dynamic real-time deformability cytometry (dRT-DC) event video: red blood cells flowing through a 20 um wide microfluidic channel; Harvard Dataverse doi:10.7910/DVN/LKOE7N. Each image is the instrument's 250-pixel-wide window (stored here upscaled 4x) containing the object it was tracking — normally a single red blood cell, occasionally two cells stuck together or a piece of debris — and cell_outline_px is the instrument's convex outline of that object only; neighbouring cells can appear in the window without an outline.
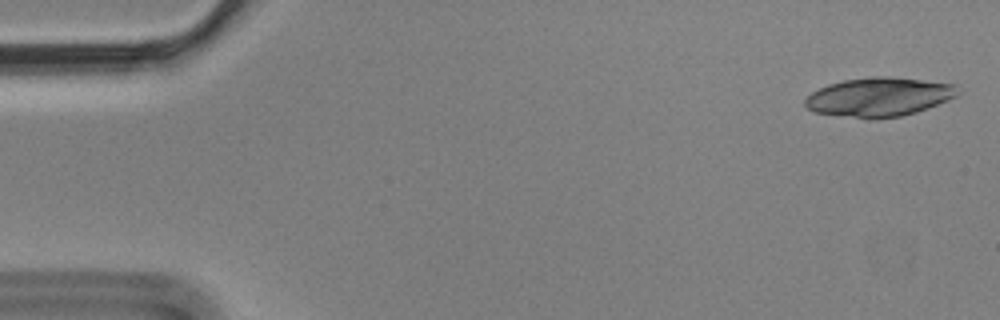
{"species": "Egyptian fruit bat (a non-hibernating species)", "species_latin": "Rousettus aegyptiacus", "temperature_condition": "cold", "stored_images_in_passage": 6, "segment_of_instrument_passage": [2, 2], "camera_frame_rate_fps": 3000, "um_per_image_px": 0.085, "animal": {"sex": "male"}, "frame": {"image": 1, "passage_image": 6, "time_ms": 1.667, "image_size_px": [1000, 320], "cell_outline_px": [[960, 92], [956, 96], [948, 100], [916, 112], [900, 116], [856, 116], [812, 112], [804, 104], [804, 100], [812, 92], [828, 84], [844, 80], [872, 76], [888, 76], [956, 84]], "centroid_in_image_um": [74.74, 8.2], "position_along_channel_um": 10.3, "area_um2": 33.81}}